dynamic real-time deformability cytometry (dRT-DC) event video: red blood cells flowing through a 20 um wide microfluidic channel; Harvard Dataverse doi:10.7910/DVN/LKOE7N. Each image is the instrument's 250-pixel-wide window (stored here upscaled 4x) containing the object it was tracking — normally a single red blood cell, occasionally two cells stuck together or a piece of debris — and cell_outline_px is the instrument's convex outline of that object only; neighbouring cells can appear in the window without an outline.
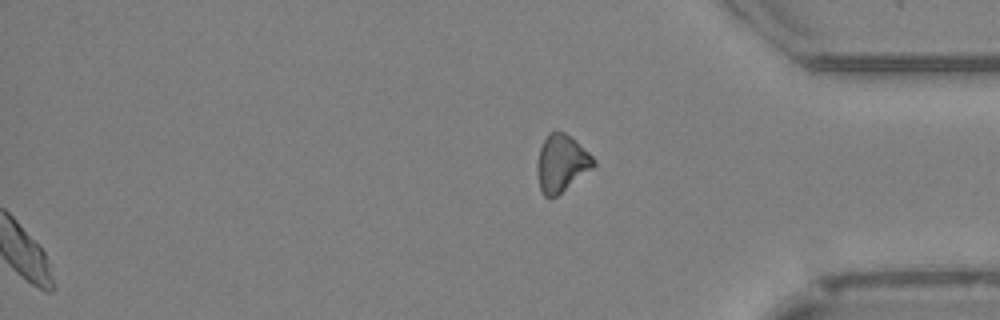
{"species": "Egyptian fruit bat (a non-hibernating species)", "species_latin": "Rousettus aegyptiacus", "temperature_condition": "cold", "stored_images_in_passage": 46, "segment_of_instrument_passage": [2, 2], "camera_frame_rate_fps": 3000, "um_per_image_px": 0.085, "animal": {"sex": "female"}, "frame": {"image": 1, "passage_image": 46, "time_ms": 15.0, "image_size_px": [1000, 320], "cell_outline_px": [[596, 164], [592, 168], [556, 196], [544, 196], [540, 188], [536, 172], [536, 160], [540, 148], [544, 140], [552, 132], [564, 132], [572, 136], [596, 160]], "centroid_in_image_um": [47.71, 13.86], "position_along_channel_um": 387.5, "area_um2": 18.55}}